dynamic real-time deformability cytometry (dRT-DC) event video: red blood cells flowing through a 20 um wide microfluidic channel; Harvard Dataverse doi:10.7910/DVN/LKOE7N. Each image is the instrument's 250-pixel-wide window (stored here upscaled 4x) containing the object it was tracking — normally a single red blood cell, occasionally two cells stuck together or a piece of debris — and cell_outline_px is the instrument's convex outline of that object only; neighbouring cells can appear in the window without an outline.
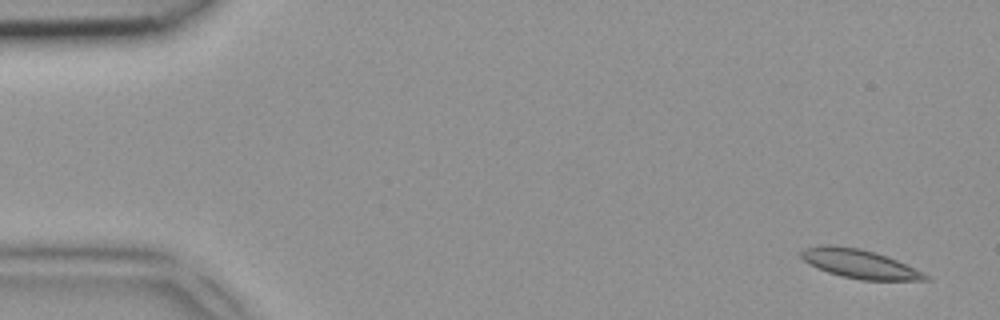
{"species": "common noctule bat (a hibernating species)", "species_latin": "Nyctalus noctula", "temperature_condition": "room temperature", "stored_images_in_passage": 4, "camera_frame_rate_fps": 3000, "um_per_image_px": 0.085, "animal": {"sex": "female", "body_mass_g": 18.4}, "frame": {"image": 1, "passage_image": 1, "time_ms": 0.0, "image_size_px": [1000, 320], "cell_outline_px": [[932, 280], [860, 280], [840, 276], [816, 268], [808, 264], [800, 256], [800, 252], [804, 248], [820, 244], [832, 244], [860, 248], [896, 260], [928, 276]], "centroid_in_image_um": [72.95, 22.42], "position_along_channel_um": 12.1, "area_um2": 20.75}}